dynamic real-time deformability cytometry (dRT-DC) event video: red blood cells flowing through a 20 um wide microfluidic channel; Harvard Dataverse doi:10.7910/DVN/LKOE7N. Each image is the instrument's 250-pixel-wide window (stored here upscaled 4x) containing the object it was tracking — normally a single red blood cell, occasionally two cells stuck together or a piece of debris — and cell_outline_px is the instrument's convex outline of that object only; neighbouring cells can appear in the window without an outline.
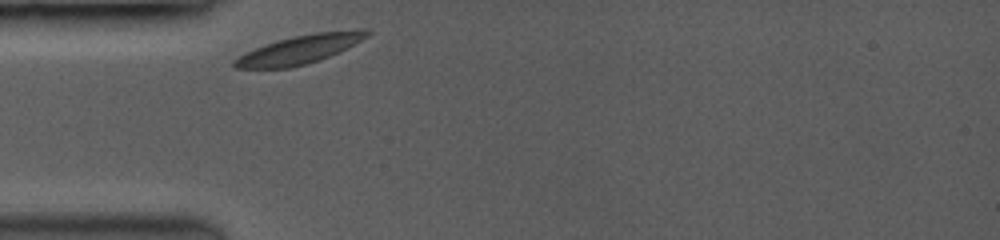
{"species": "common noctule bat (a hibernating species)", "species_latin": "Nyctalus noctula", "temperature_condition": "room temperature", "stored_images_in_passage": 34, "camera_frame_rate_fps": 3500, "um_per_image_px": 0.085, "animal": {"sex": "female", "body_mass_g": 19.0, "forearm_length_mm": 53.3}, "frame": {"image": 1, "passage_image": 1, "time_ms": 0.0, "image_size_px": [1000, 240], "cell_outline_px": [[372, 32], [368, 36], [348, 48], [340, 52], [304, 64], [288, 68], [232, 68], [232, 60], [236, 56], [244, 52], [264, 44], [276, 40], [292, 36], [316, 32], [360, 28], [372, 28]], "centroid_in_image_um": [25.48, 4.17], "position_along_channel_um": 59.5, "area_um2": 22.54}}
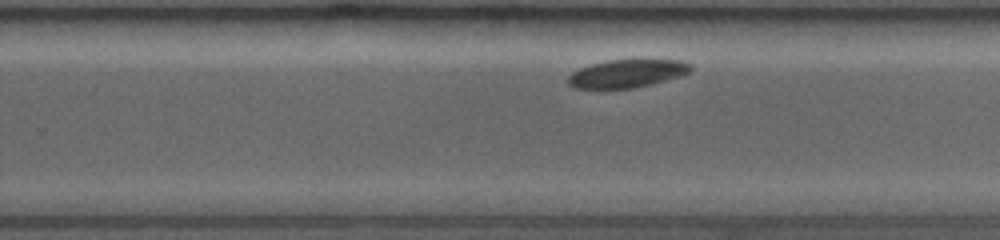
{"frame": {"image": 2, "passage_image": 22, "time_ms": 6.0, "image_size_px": [1000, 240], "cell_outline_px": [[692, 72], [664, 80], [632, 88], [576, 88], [568, 84], [568, 76], [572, 72], [580, 68], [592, 64], [608, 60], [680, 60], [692, 64]], "centroid_in_image_um": [53.3, 6.24], "position_along_channel_um": 276.5, "area_um2": 19.71}}
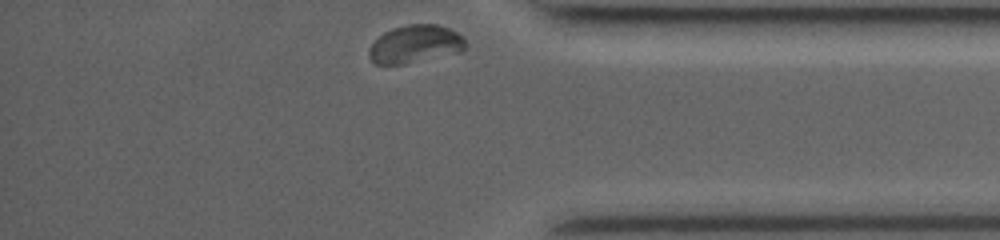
{"frame": {"image": 3, "passage_image": 34, "time_ms": 9.429, "image_size_px": [1000, 240], "cell_outline_px": [[464, 48], [404, 64], [376, 64], [368, 56], [368, 52], [372, 44], [384, 32], [408, 24], [436, 24], [448, 28], [456, 32], [464, 40]], "centroid_in_image_um": [35.2, 3.73], "position_along_channel_um": 400.0, "area_um2": 20.23}, "authors_computed_cell_mechanics": {"area_um2": 20.9236, "velocity_mm_per_s": 3.6768, "shape_relaxation_time_tau1_ms": 1.267, "shape_relaxation_time_tau2_ms": null, "deformation_change_tau1": 0.0844, "deformation_change_tau2": null}}